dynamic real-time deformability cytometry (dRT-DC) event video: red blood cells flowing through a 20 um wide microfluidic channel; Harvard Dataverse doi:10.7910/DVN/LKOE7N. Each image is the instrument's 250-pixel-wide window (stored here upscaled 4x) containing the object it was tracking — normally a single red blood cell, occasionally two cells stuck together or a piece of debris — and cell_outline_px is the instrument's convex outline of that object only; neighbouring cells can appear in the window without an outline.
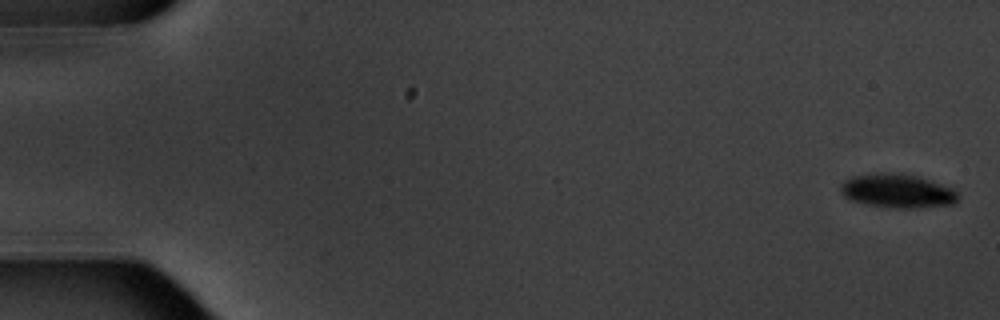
{"species": "common noctule bat (a hibernating species)", "species_latin": "Nyctalus noctula", "temperature_condition": "warm", "stored_images_in_passage": 6, "camera_frame_rate_fps": 3000, "um_per_image_px": 0.085, "animal": {"sex": "male", "body_mass_g": 20.1, "forearm_length_mm": 53.5}, "frame": {"image": 1, "passage_image": 6, "time_ms": 7.0, "image_size_px": [1000, 320], "cell_outline_px": [[960, 196], [952, 204], [916, 208], [884, 208], [864, 204], [848, 200], [840, 192], [840, 184], [844, 180], [852, 176], [880, 172], [892, 172], [916, 176], [952, 188]], "centroid_in_image_um": [76.2, 16.24], "position_along_channel_um": 8.8, "area_um2": 23.41}}